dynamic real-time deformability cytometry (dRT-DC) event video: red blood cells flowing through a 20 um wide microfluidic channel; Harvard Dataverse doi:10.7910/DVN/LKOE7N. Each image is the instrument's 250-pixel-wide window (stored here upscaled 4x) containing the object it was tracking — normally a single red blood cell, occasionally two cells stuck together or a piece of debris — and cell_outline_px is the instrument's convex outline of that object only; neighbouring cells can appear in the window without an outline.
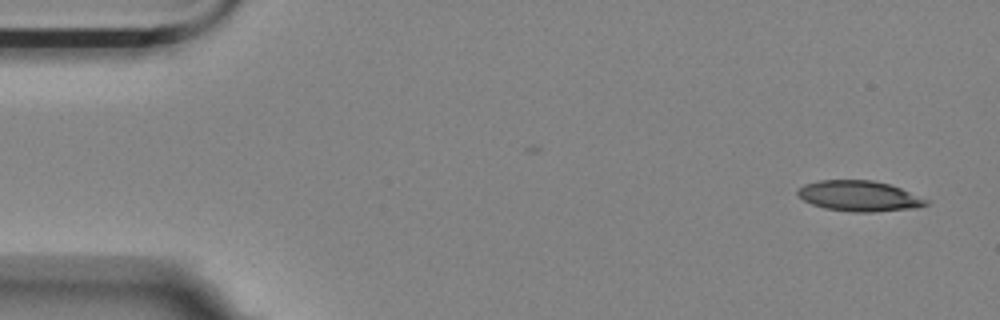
{"species": "Egyptian fruit bat (a non-hibernating species)", "species_latin": "Rousettus aegyptiacus", "temperature_condition": "room temperature", "stored_images_in_passage": 4, "camera_frame_rate_fps": 3000, "um_per_image_px": 0.085, "animal": {"sex": "female"}, "frame": {"image": 1, "passage_image": 1, "time_ms": 0.0, "image_size_px": [1000, 320], "cell_outline_px": [[932, 200], [928, 204], [916, 208], [876, 212], [852, 212], [824, 208], [812, 204], [804, 200], [796, 192], [796, 188], [804, 184], [820, 180], [872, 180], [888, 184], [900, 188]], "centroid_in_image_um": [73.06, 16.66], "position_along_channel_um": 11.9, "area_um2": 23.06}}